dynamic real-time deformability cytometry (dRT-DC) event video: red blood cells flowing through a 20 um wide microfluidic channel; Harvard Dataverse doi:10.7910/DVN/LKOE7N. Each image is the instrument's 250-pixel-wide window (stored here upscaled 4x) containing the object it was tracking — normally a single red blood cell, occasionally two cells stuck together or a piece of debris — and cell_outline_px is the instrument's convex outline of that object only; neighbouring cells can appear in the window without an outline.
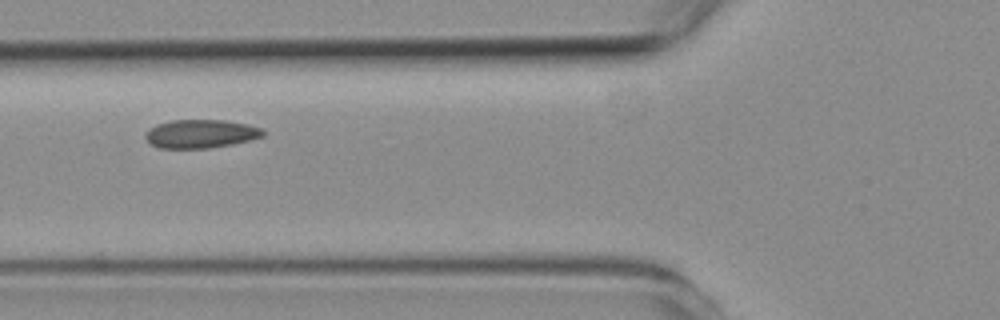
{"species": "common noctule bat (a hibernating species)", "species_latin": "Nyctalus noctula", "temperature_condition": "room temperature", "stored_images_in_passage": 8, "camera_frame_rate_fps": 3000, "um_per_image_px": 0.085, "animal": {"sex": "female", "body_mass_g": 19.3, "forearm_length_mm": 54.1}, "frame": {"image": 1, "passage_image": 6, "time_ms": 7.0, "image_size_px": [1000, 320], "cell_outline_px": [[264, 136], [232, 144], [208, 148], [160, 148], [152, 144], [144, 136], [156, 124], [172, 120], [224, 120], [248, 124], [264, 128]], "centroid_in_image_um": [17.11, 11.36], "position_along_channel_um": 108.7, "area_um2": 19.36}}
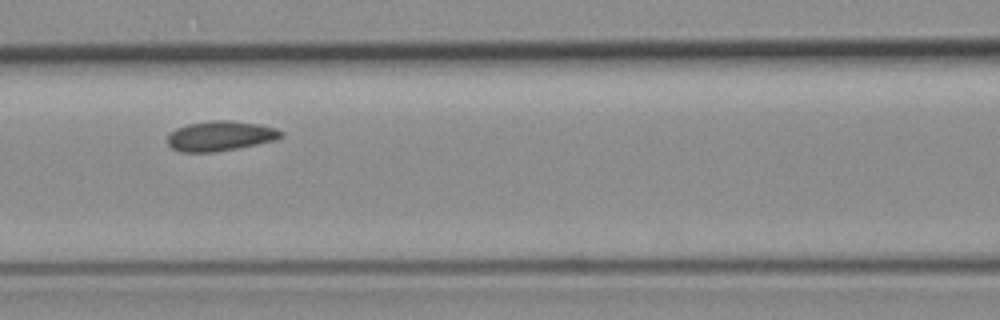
{"frame": {"image": 2, "passage_image": 7, "time_ms": 8.0, "image_size_px": [1000, 320], "cell_outline_px": [[284, 136], [276, 140], [216, 152], [180, 152], [172, 148], [168, 144], [168, 132], [176, 128], [188, 124], [212, 120], [228, 120], [260, 124], [276, 128], [284, 132]], "centroid_in_image_um": [18.73, 11.55], "position_along_channel_um": 147.9, "area_um2": 19.94}}
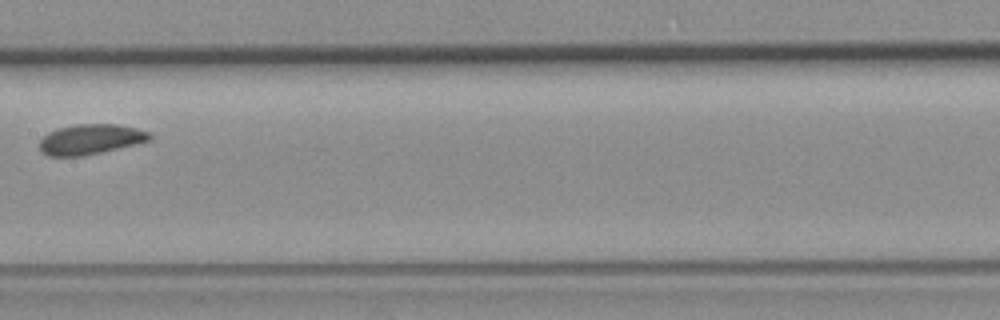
{"frame": {"image": 3, "passage_image": 8, "time_ms": 9.333, "image_size_px": [1000, 320], "cell_outline_px": [[152, 140], [100, 152], [80, 156], [48, 156], [40, 152], [40, 140], [48, 132], [60, 128], [76, 124], [116, 124], [136, 128], [152, 132]], "centroid_in_image_um": [7.71, 11.83], "position_along_channel_um": 199.7, "area_um2": 19.31}}